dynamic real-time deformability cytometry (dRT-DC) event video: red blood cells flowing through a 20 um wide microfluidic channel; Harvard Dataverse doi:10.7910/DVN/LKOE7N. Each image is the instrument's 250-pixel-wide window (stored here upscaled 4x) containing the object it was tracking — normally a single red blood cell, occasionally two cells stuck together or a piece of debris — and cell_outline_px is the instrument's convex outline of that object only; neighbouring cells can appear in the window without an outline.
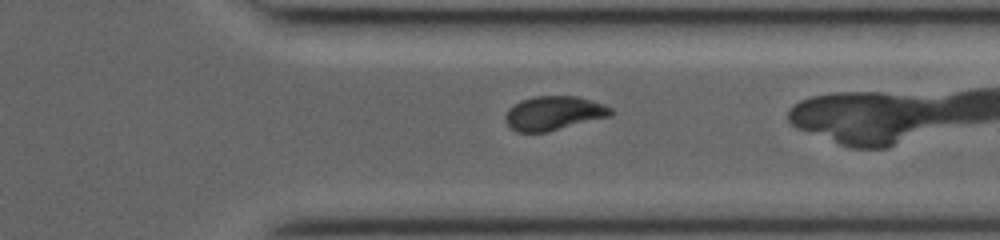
{"species": "common noctule bat (a hibernating species)", "species_latin": "Nyctalus noctula", "temperature_condition": "room temperature", "stored_images_in_passage": 33, "camera_frame_rate_fps": 3000, "um_per_image_px": 0.085, "animal": {"sex": "female", "body_mass_g": 19.0, "forearm_length_mm": 53.3}, "frame": {"image": 1, "passage_image": 33, "time_ms": 10.667, "image_size_px": [1000, 240], "cell_outline_px": [[612, 116], [548, 132], [516, 132], [504, 120], [504, 116], [508, 108], [520, 100], [536, 96], [576, 96], [592, 100], [604, 104], [612, 108]], "centroid_in_image_um": [47.07, 9.62], "position_along_channel_um": 364.3, "area_um2": 21.15}}